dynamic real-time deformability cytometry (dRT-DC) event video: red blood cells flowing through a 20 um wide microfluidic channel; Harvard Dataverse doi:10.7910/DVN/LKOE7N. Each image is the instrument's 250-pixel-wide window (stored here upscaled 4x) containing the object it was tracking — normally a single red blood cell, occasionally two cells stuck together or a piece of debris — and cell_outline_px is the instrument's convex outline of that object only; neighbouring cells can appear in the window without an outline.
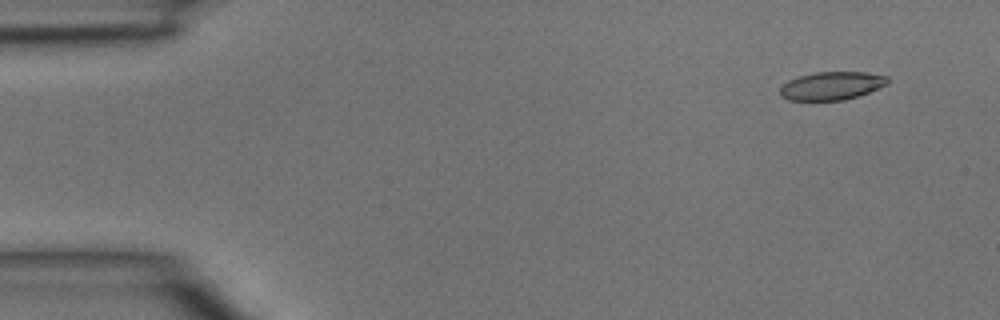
{"species": "common noctule bat (a hibernating species)", "species_latin": "Nyctalus noctula", "temperature_condition": "room temperature", "stored_images_in_passage": 5, "camera_frame_rate_fps": 3000, "um_per_image_px": 0.085, "animal": {"sex": "male", "body_mass_g": 15.6}, "frame": {"image": 1, "passage_image": 2, "time_ms": 0.333, "image_size_px": [1000, 320], "cell_outline_px": [[888, 84], [860, 96], [844, 100], [788, 100], [780, 96], [780, 88], [788, 80], [800, 76], [816, 72], [868, 72], [888, 76]], "centroid_in_image_um": [70.72, 7.29], "position_along_channel_um": 14.3, "area_um2": 17.74}}